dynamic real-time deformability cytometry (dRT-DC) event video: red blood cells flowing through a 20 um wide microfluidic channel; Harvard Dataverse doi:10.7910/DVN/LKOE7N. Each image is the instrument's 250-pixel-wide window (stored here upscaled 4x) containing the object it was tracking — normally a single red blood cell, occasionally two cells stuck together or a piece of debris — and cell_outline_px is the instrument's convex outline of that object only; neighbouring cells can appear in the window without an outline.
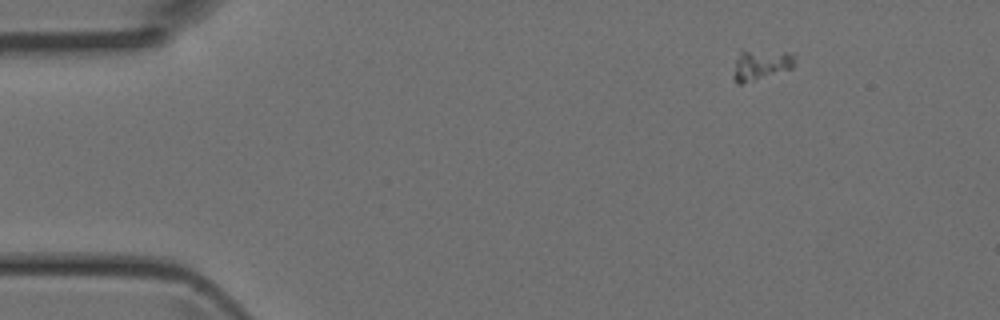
{"species": "Egyptian fruit bat (a non-hibernating species)", "species_latin": "Rousettus aegyptiacus", "temperature_condition": "room temperature", "stored_images_in_passage": 4, "segment_of_instrument_passage": [1, 2], "camera_frame_rate_fps": 3000, "um_per_image_px": 0.085, "animal": {"sex": "female"}, "frame": {"image": 1, "passage_image": 2, "time_ms": 0.333, "image_size_px": [1000, 320], "cell_outline_px": [[796, 56], [792, 68], [740, 84], [736, 84], [732, 76], [736, 60], [740, 48], [792, 52]], "centroid_in_image_um": [64.65, 5.44], "position_along_channel_um": 20.4, "area_um2": 11.21}}